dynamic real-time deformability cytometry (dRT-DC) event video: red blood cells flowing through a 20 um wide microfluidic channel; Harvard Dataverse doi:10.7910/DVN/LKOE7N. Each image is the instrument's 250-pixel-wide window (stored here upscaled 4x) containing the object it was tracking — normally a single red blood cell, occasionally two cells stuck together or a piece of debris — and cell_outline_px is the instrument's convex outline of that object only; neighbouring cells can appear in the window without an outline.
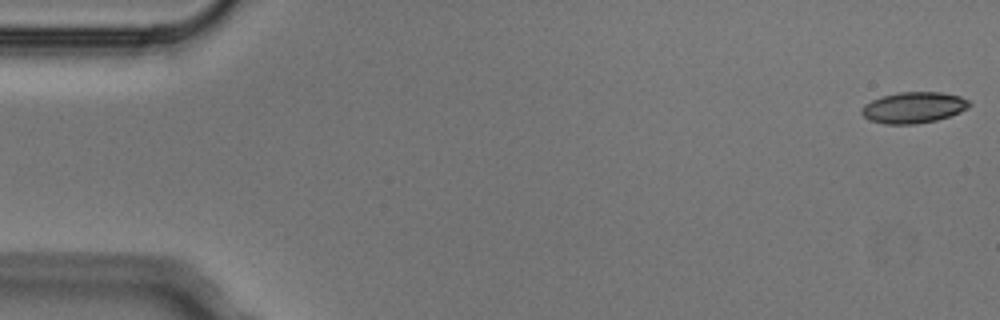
{"species": "Egyptian fruit bat (a non-hibernating species)", "species_latin": "Rousettus aegyptiacus", "temperature_condition": "cold", "stored_images_in_passage": 5, "segment_of_instrument_passage": [2, 2], "camera_frame_rate_fps": 3000, "um_per_image_px": 0.085, "animal": {"sex": "male"}, "frame": {"image": 1, "passage_image": 5, "time_ms": 1.333, "image_size_px": [1000, 320], "cell_outline_px": [[972, 104], [968, 108], [960, 112], [936, 120], [916, 124], [884, 124], [868, 120], [860, 112], [860, 108], [864, 104], [880, 96], [900, 92], [940, 92], [960, 96], [968, 100]], "centroid_in_image_um": [77.62, 9.14], "position_along_channel_um": 7.4, "area_um2": 19.65}}